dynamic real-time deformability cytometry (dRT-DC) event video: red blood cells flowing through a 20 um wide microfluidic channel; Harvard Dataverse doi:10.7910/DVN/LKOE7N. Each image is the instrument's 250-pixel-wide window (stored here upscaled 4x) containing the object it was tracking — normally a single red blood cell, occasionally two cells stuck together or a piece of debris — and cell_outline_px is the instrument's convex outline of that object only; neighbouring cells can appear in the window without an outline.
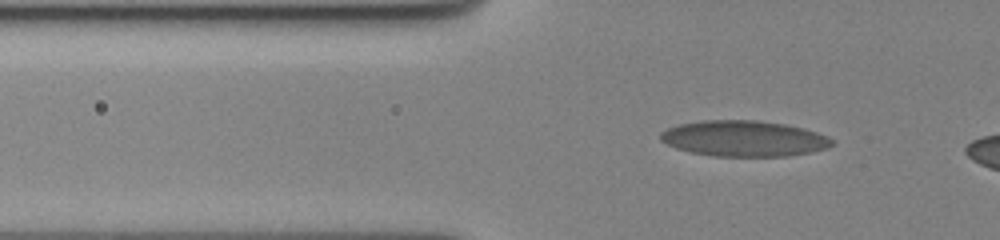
{"species": "human", "species_latin": "Homo sapiens", "temperature_condition": "cold", "stored_images_in_passage": 46, "camera_frame_rate_fps": 3000, "um_per_image_px": 0.085, "donor": {"sex": "female"}, "frame": {"image": 1, "passage_image": 10, "time_ms": 3.0, "image_size_px": [1000, 240], "cell_outline_px": [[832, 144], [828, 148], [812, 152], [788, 156], [712, 156], [692, 152], [676, 148], [660, 140], [660, 132], [668, 128], [680, 124], [704, 120], [756, 120], [784, 124], [804, 128], [828, 136], [832, 140]], "centroid_in_image_um": [63.24, 11.77], "position_along_channel_um": 62.6, "area_um2": 35.72}}
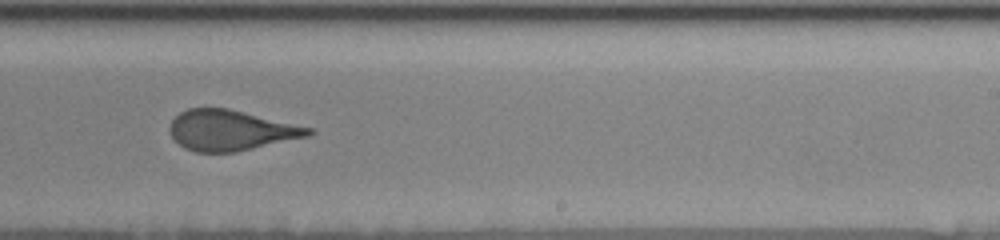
{"frame": {"image": 2, "passage_image": 29, "time_ms": 9.333, "image_size_px": [1000, 240], "cell_outline_px": [[316, 132], [308, 136], [236, 152], [196, 152], [184, 148], [172, 136], [168, 128], [172, 120], [180, 112], [188, 108], [228, 108], [312, 128]], "centroid_in_image_um": [19.6, 11.07], "position_along_channel_um": 269.4, "area_um2": 32.48}}
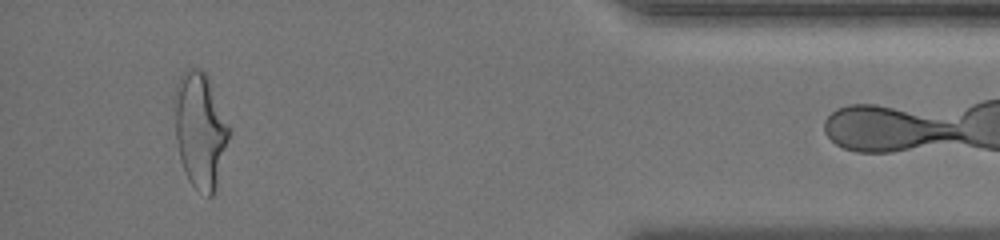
{"frame": {"image": 3, "passage_image": 45, "time_ms": 14.667, "image_size_px": [1000, 240], "cell_outline_px": [[232, 132], [216, 188], [212, 196], [208, 196], [196, 188], [188, 180], [184, 172], [180, 160], [176, 140], [172, 100], [172, 96], [176, 84], [180, 76], [188, 68], [200, 68], [208, 76], [232, 128]], "centroid_in_image_um": [17.02, 11.02], "position_along_channel_um": 418.2, "area_um2": 37.86}}